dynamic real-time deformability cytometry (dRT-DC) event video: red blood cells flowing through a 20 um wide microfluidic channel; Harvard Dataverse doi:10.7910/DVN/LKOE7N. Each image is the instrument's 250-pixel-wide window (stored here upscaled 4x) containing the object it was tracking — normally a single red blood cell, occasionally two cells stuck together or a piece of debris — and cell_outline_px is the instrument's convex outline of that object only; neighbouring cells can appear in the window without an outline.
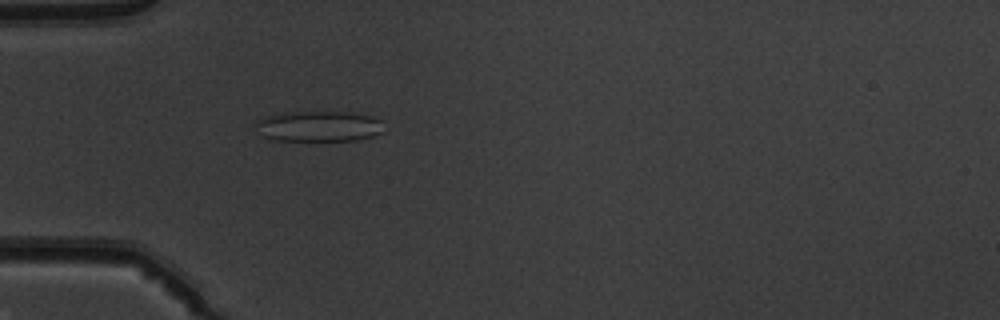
{"species": "common noctule bat (a hibernating species)", "species_latin": "Nyctalus noctula", "temperature_condition": "warm", "stored_images_in_passage": 42, "camera_frame_rate_fps": 3000, "um_per_image_px": 0.085, "animal": {"sex": "male", "body_mass_g": 19.5, "forearm_length_mm": 54.6}, "frame": {"image": 1, "passage_image": 7, "time_ms": 2.0, "image_size_px": [1000, 320], "cell_outline_px": [[380, 132], [372, 136], [356, 140], [272, 140], [264, 136], [252, 128], [252, 120], [264, 116], [284, 112], [344, 112], [372, 116], [380, 120]], "centroid_in_image_um": [26.93, 10.72], "position_along_channel_um": 58.1, "area_um2": 22.95}}
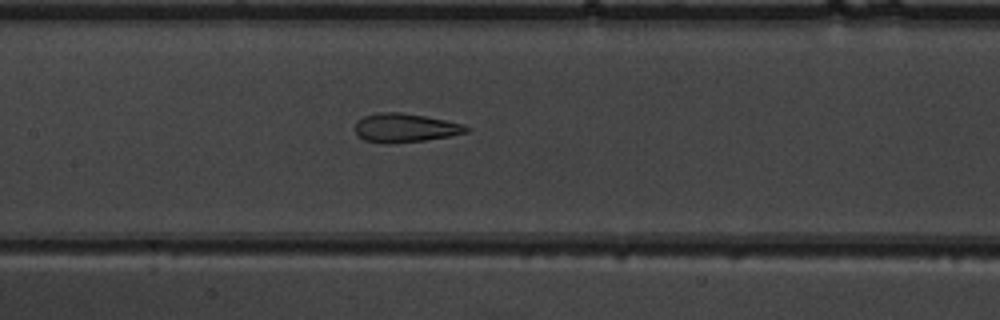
{"frame": {"image": 2, "passage_image": 16, "time_ms": 5.0, "image_size_px": [1000, 320], "cell_outline_px": [[472, 128], [468, 132], [452, 136], [424, 140], [388, 144], [364, 140], [356, 132], [356, 120], [364, 116], [376, 112], [400, 112], [424, 116], [464, 124]], "centroid_in_image_um": [34.46, 10.86], "position_along_channel_um": 172.9, "area_um2": 18.73}}
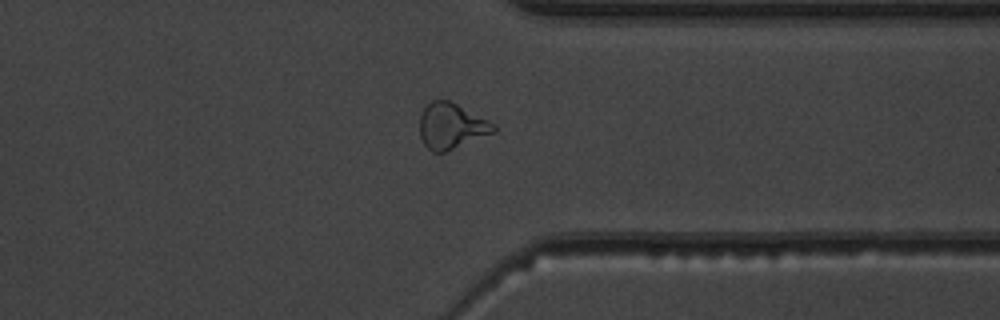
{"frame": {"image": 3, "passage_image": 31, "time_ms": 10.0, "image_size_px": [1000, 320], "cell_outline_px": [[496, 132], [444, 152], [432, 152], [424, 144], [420, 136], [420, 116], [424, 108], [432, 100], [448, 100], [496, 124]], "centroid_in_image_um": [38.36, 10.72], "position_along_channel_um": 373.0, "area_um2": 19.48}, "authors_computed_cell_mechanics": {"area_um2": 19.9699, "velocity_mm_per_s": 4.0419, "shape_relaxation_time_tau1_ms": null, "shape_relaxation_time_tau2_ms": 1.5557, "deformation_change_tau1": null, "deformation_change_tau2": 0.1026}}